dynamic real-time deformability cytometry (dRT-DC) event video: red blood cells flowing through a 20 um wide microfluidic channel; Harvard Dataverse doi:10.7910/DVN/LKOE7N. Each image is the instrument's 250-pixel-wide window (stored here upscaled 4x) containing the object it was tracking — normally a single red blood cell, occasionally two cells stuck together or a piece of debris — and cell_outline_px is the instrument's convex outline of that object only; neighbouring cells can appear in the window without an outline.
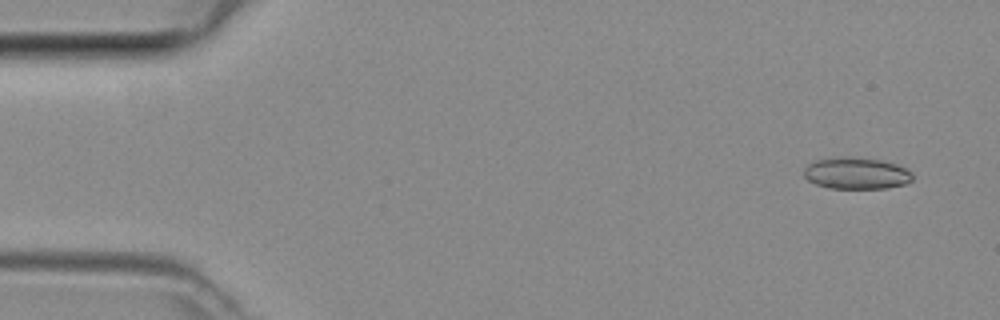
{"species": "common noctule bat (a hibernating species)", "species_latin": "Nyctalus noctula", "temperature_condition": "room temperature", "stored_images_in_passage": 47, "camera_frame_rate_fps": 3000, "um_per_image_px": 0.085, "animal": {"sex": "female", "body_mass_g": 29.2, "forearm_length_mm": 56.3}, "frame": {"image": 1, "passage_image": 3, "time_ms": 0.667, "image_size_px": [1000, 320], "cell_outline_px": [[912, 180], [904, 184], [888, 188], [828, 188], [816, 184], [808, 180], [804, 176], [804, 168], [808, 164], [816, 160], [848, 156], [884, 160], [908, 168], [912, 172]], "centroid_in_image_um": [72.81, 14.72], "position_along_channel_um": 12.2, "area_um2": 20.17}}
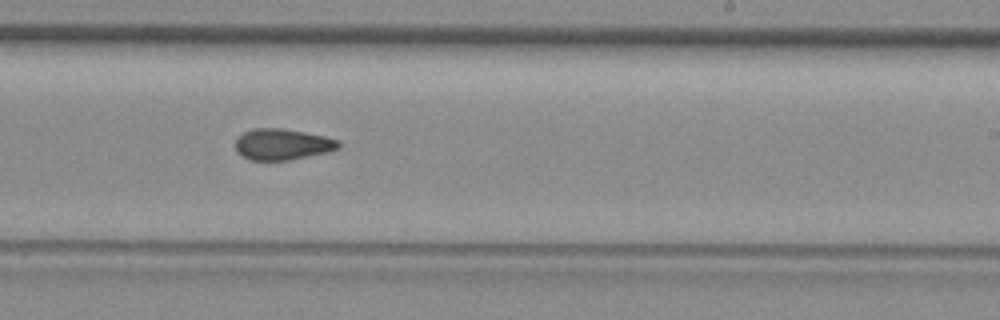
{"frame": {"image": 2, "passage_image": 28, "time_ms": 9.0, "image_size_px": [1000, 320], "cell_outline_px": [[340, 148], [328, 152], [288, 160], [248, 160], [240, 156], [236, 152], [236, 136], [252, 128], [280, 128], [304, 132], [324, 136], [340, 140]], "centroid_in_image_um": [23.97, 12.27], "position_along_channel_um": 265.0, "area_um2": 18.9}}
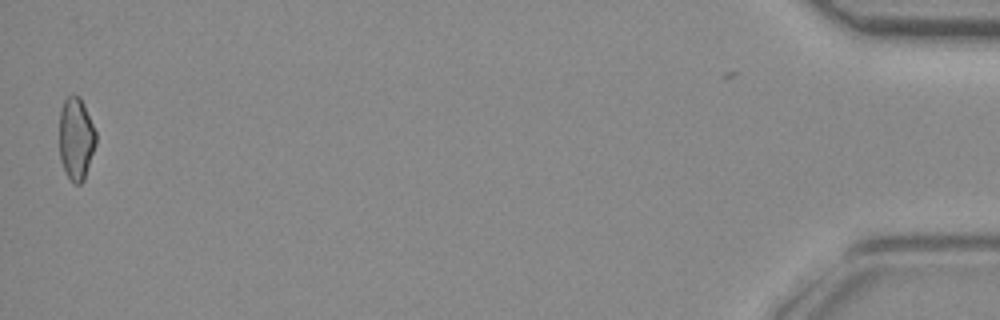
{"frame": {"image": 3, "passage_image": 46, "time_ms": 15.0, "image_size_px": [1000, 320], "cell_outline_px": [[96, 144], [84, 180], [80, 184], [72, 184], [64, 172], [60, 160], [60, 112], [64, 100], [68, 96], [80, 96], [84, 104], [96, 132]], "centroid_in_image_um": [6.47, 11.83], "position_along_channel_um": 428.7, "area_um2": 17.69}}